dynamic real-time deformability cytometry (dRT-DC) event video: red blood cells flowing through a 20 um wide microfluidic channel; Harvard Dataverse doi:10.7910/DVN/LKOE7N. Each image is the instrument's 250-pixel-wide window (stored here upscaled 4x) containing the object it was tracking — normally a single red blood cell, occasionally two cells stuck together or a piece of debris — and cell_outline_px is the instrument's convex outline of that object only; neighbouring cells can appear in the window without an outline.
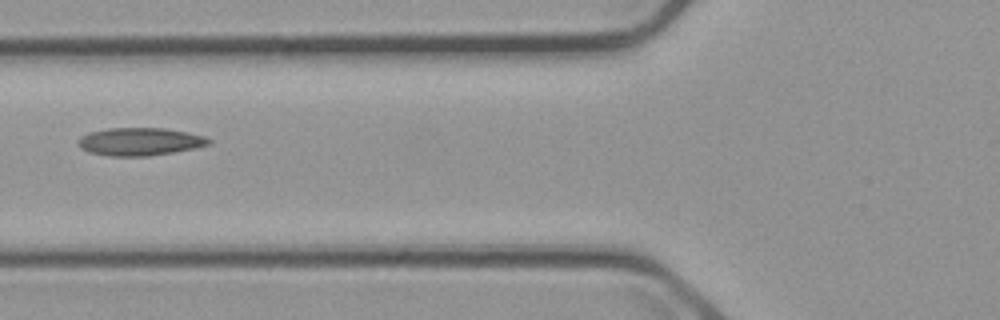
{"species": "common noctule bat (a hibernating species)", "species_latin": "Nyctalus noctula", "temperature_condition": "cold", "stored_images_in_passage": 5, "camera_frame_rate_fps": 3000, "um_per_image_px": 0.085, "animal": {"sex": "male", "body_mass_g": 23.1, "forearm_length_mm": 52.7}, "frame": {"image": 1, "passage_image": 2, "time_ms": 1.333, "image_size_px": [1000, 320], "cell_outline_px": [[212, 140], [208, 144], [196, 148], [148, 156], [112, 156], [88, 152], [80, 148], [80, 136], [88, 132], [108, 128], [164, 128], [188, 132], [204, 136]], "centroid_in_image_um": [11.89, 12.03], "position_along_channel_um": 113.9, "area_um2": 21.1}}
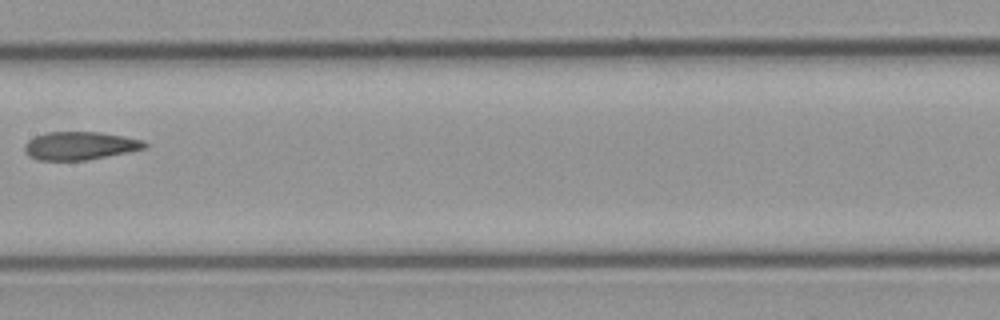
{"frame": {"image": 2, "passage_image": 4, "time_ms": 3.667, "image_size_px": [1000, 320], "cell_outline_px": [[148, 148], [128, 152], [84, 160], [36, 160], [28, 156], [24, 152], [24, 144], [28, 140], [36, 136], [48, 132], [100, 132], [124, 136], [144, 140], [148, 144]], "centroid_in_image_um": [6.79, 12.39], "position_along_channel_um": 200.6, "area_um2": 19.77}}
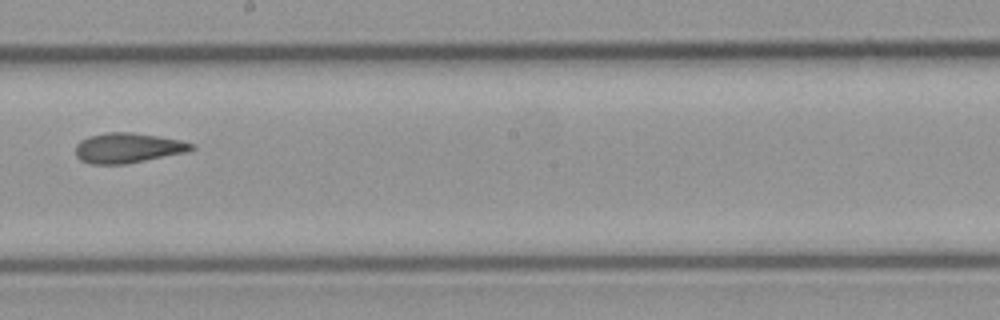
{"frame": {"image": 3, "passage_image": 5, "time_ms": 4.667, "image_size_px": [1000, 320], "cell_outline_px": [[196, 148], [184, 152], [128, 164], [88, 164], [80, 160], [76, 156], [76, 144], [80, 140], [88, 136], [108, 132], [132, 132], [160, 136], [180, 140], [196, 144]], "centroid_in_image_um": [10.85, 12.57], "position_along_channel_um": 237.4, "area_um2": 20.46}}